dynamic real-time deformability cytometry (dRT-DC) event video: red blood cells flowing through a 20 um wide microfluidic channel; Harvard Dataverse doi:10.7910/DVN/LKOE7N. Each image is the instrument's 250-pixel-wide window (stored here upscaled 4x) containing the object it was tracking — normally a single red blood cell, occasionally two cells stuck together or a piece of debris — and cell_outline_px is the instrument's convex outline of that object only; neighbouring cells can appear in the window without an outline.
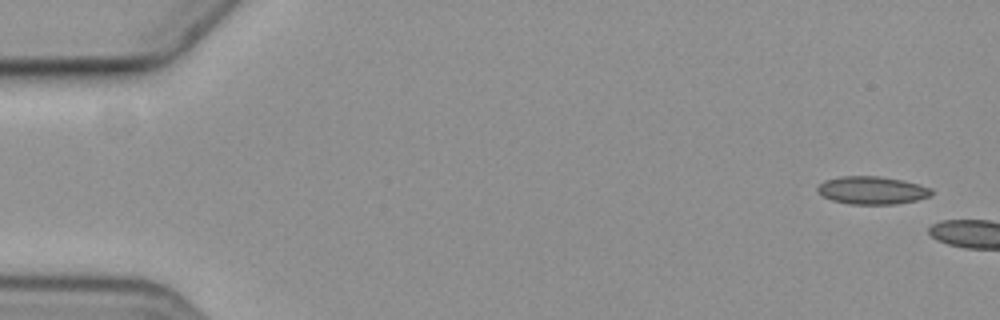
{"species": "common noctule bat (a hibernating species)", "species_latin": "Nyctalus noctula", "temperature_condition": "cold", "stored_images_in_passage": 2, "camera_frame_rate_fps": 3000, "um_per_image_px": 0.085, "animal": {"sex": "female", "body_mass_g": 19.3, "forearm_length_mm": 54.1}, "frame": {"image": 1, "passage_image": 2, "time_ms": 2.0, "image_size_px": [1000, 320], "cell_outline_px": [[932, 192], [928, 196], [916, 200], [896, 204], [852, 204], [832, 200], [816, 192], [816, 188], [824, 180], [840, 176], [880, 176], [904, 180], [932, 188]], "centroid_in_image_um": [74.1, 16.16], "position_along_channel_um": 10.9, "area_um2": 18.5}}